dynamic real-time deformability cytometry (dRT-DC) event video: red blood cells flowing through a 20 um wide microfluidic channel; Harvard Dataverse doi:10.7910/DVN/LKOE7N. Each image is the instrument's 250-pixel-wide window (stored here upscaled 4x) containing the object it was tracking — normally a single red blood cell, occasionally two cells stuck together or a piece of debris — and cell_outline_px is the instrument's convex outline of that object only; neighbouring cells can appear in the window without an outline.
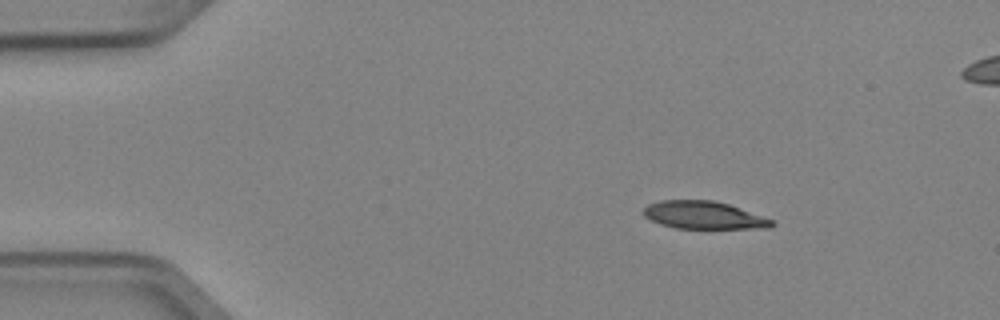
{"species": "Egyptian fruit bat (a non-hibernating species)", "species_latin": "Rousettus aegyptiacus", "temperature_condition": "cold", "stored_images_in_passage": 4, "camera_frame_rate_fps": 3000, "um_per_image_px": 0.085, "animal": {"sex": "female"}, "frame": {"image": 1, "passage_image": 1, "time_ms": 0.0, "image_size_px": [1000, 320], "cell_outline_px": [[776, 224], [768, 228], [676, 228], [660, 224], [644, 216], [644, 208], [648, 204], [660, 200], [712, 200], [728, 204], [772, 220]], "centroid_in_image_um": [59.78, 18.28], "position_along_channel_um": 25.2, "area_um2": 20.4}}